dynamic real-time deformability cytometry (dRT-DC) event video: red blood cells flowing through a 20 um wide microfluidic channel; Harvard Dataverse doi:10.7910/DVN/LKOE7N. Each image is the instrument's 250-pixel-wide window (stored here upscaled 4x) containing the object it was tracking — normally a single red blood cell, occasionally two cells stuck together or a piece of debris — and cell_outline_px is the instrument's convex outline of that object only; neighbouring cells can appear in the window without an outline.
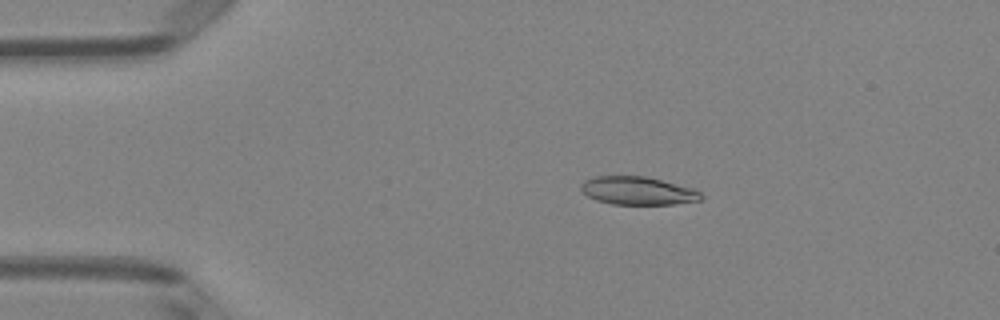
{"species": "Egyptian fruit bat (a non-hibernating species)", "species_latin": "Rousettus aegyptiacus", "temperature_condition": "room temperature", "stored_images_in_passage": 50, "camera_frame_rate_fps": 3000, "um_per_image_px": 0.085, "animal": {"sex": "female"}, "frame": {"image": 1, "passage_image": 10, "time_ms": 3.0, "image_size_px": [1000, 320], "cell_outline_px": [[704, 196], [700, 200], [672, 204], [612, 204], [596, 200], [588, 196], [580, 188], [580, 184], [584, 180], [596, 176], [644, 176], [692, 188], [700, 192]], "centroid_in_image_um": [54.18, 16.21], "position_along_channel_um": 30.8, "area_um2": 19.48}}
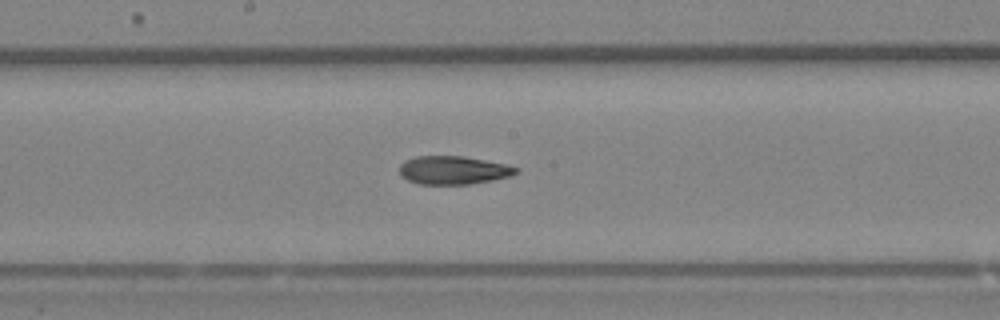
{"frame": {"image": 2, "passage_image": 27, "time_ms": 8.667, "image_size_px": [1000, 320], "cell_outline_px": [[520, 168], [512, 176], [492, 180], [468, 184], [416, 184], [400, 176], [400, 164], [404, 160], [416, 156], [464, 156], [504, 164]], "centroid_in_image_um": [38.5, 14.46], "position_along_channel_um": 209.7, "area_um2": 19.25}}
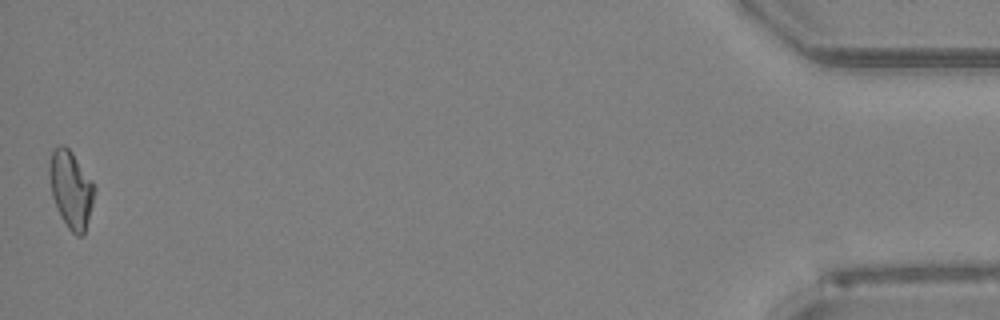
{"frame": {"image": 3, "passage_image": 50, "time_ms": 16.333, "image_size_px": [1000, 320], "cell_outline_px": [[96, 188], [84, 236], [76, 236], [68, 228], [60, 216], [56, 208], [52, 196], [48, 176], [48, 164], [52, 148], [60, 144], [64, 144], [72, 152], [92, 180]], "centroid_in_image_um": [6.0, 16.07], "position_along_channel_um": 429.2, "area_um2": 20.63}, "authors_computed_cell_mechanics": {"area_um2": 19.941, "velocity_mm_per_s": 4.0772, "shape_relaxation_time_tau1_ms": null, "shape_relaxation_time_tau2_ms": 4.3135, "deformation_change_tau1": null, "deformation_change_tau2": 0.1276}}